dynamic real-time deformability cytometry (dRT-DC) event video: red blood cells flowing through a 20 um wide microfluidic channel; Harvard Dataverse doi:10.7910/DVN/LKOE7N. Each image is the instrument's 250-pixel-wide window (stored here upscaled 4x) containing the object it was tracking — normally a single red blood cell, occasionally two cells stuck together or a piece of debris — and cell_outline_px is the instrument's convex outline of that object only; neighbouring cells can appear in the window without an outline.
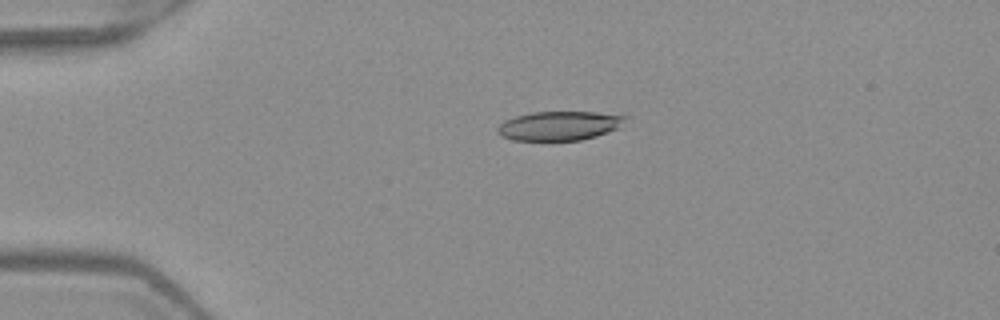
{"species": "Egyptian fruit bat (a non-hibernating species)", "species_latin": "Rousettus aegyptiacus", "temperature_condition": "warm", "stored_images_in_passage": 4, "camera_frame_rate_fps": 3000, "um_per_image_px": 0.085, "frame": {"image": 1, "passage_image": 3, "time_ms": 0.667, "image_size_px": [1000, 320], "cell_outline_px": [[628, 116], [620, 128], [596, 136], [580, 140], [512, 140], [500, 136], [496, 132], [496, 128], [504, 120], [516, 116], [532, 112], [596, 112]], "centroid_in_image_um": [47.53, 10.69], "position_along_channel_um": 37.5, "area_um2": 21.79}}